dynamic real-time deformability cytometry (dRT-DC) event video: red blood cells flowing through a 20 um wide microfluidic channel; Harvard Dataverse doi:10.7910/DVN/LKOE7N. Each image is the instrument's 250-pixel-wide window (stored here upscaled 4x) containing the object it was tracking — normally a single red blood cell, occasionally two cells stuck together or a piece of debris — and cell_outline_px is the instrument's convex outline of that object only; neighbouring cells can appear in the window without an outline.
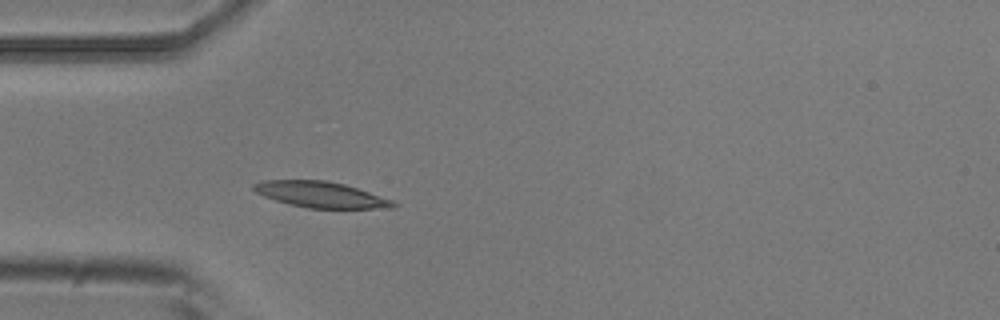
{"species": "common noctule bat (a hibernating species)", "species_latin": "Nyctalus noctula", "temperature_condition": "room temperature", "stored_images_in_passage": 5, "camera_frame_rate_fps": 3000, "um_per_image_px": 0.085, "animal": {"sex": "male", "body_mass_g": 20.5, "forearm_length_mm": 52.5}, "frame": {"image": 1, "passage_image": 5, "time_ms": 1.333, "image_size_px": [1000, 320], "cell_outline_px": [[400, 204], [396, 208], [308, 208], [276, 200], [264, 196], [256, 192], [252, 188], [252, 184], [264, 180], [324, 180], [344, 184], [392, 200]], "centroid_in_image_um": [27.28, 16.54], "position_along_channel_um": 57.7, "area_um2": 20.87}}